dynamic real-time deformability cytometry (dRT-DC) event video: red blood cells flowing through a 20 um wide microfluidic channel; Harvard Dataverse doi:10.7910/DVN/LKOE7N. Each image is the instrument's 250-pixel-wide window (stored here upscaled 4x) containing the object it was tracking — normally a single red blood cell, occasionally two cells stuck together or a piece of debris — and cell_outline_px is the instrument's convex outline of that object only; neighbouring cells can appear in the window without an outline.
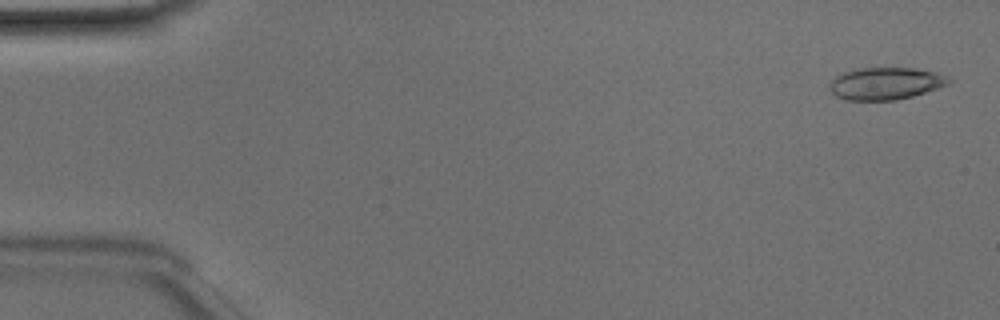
{"species": "Egyptian fruit bat (a non-hibernating species)", "species_latin": "Rousettus aegyptiacus", "temperature_condition": "room temperature", "stored_images_in_passage": 18, "camera_frame_rate_fps": 3000, "um_per_image_px": 0.085, "animal": {"sex": "male"}, "frame": {"image": 1, "passage_image": 2, "time_ms": 0.333, "image_size_px": [1000, 320], "cell_outline_px": [[952, 80], [948, 84], [912, 96], [896, 100], [844, 100], [836, 96], [828, 88], [828, 84], [836, 76], [844, 72], [856, 68], [912, 68], [936, 72], [948, 76]], "centroid_in_image_um": [75.24, 7.09], "position_along_channel_um": 9.8, "area_um2": 22.37}}
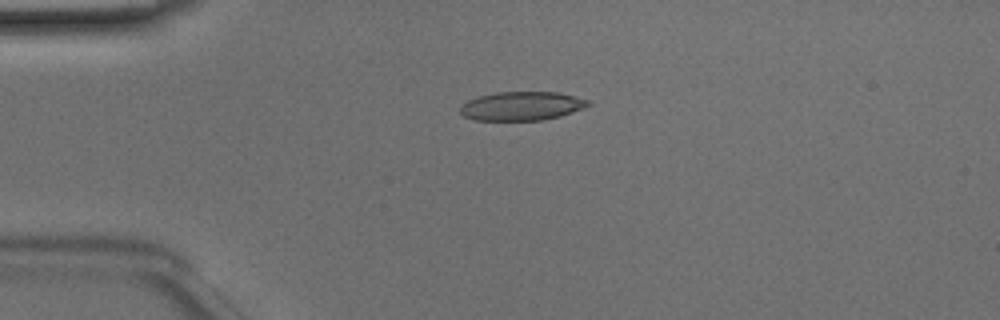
{"frame": {"image": 2, "passage_image": 12, "time_ms": 3.667, "image_size_px": [1000, 320], "cell_outline_px": [[592, 104], [572, 112], [560, 116], [544, 120], [472, 120], [464, 116], [460, 112], [460, 104], [468, 100], [480, 96], [496, 92], [560, 92], [592, 100]], "centroid_in_image_um": [44.37, 9.01], "position_along_channel_um": 40.6, "area_um2": 21.68}}